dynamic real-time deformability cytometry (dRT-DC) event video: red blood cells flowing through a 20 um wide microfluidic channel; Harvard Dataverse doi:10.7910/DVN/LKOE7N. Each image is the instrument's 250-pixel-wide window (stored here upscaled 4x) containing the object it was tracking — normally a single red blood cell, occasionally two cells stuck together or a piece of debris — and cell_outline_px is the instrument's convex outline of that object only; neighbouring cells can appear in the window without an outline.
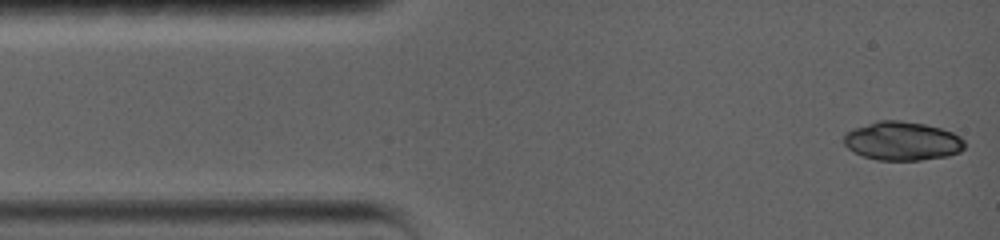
{"species": "common noctule bat (a hibernating species)", "species_latin": "Nyctalus noctula", "temperature_condition": "warm", "stored_images_in_passage": 5, "camera_frame_rate_fps": 5000, "um_per_image_px": 0.085, "animal": {"sex": "female", "body_mass_g": 19.0, "forearm_length_mm": 56.7}, "frame": {"image": 1, "passage_image": 1, "time_ms": 0.0, "image_size_px": [1000, 240], "cell_outline_px": [[964, 148], [960, 152], [948, 156], [920, 160], [876, 160], [852, 152], [844, 144], [844, 132], [852, 128], [880, 120], [900, 120], [924, 124], [940, 128], [952, 132], [960, 136], [964, 140]], "centroid_in_image_um": [76.67, 11.99], "position_along_channel_um": 8.3, "area_um2": 27.46}}